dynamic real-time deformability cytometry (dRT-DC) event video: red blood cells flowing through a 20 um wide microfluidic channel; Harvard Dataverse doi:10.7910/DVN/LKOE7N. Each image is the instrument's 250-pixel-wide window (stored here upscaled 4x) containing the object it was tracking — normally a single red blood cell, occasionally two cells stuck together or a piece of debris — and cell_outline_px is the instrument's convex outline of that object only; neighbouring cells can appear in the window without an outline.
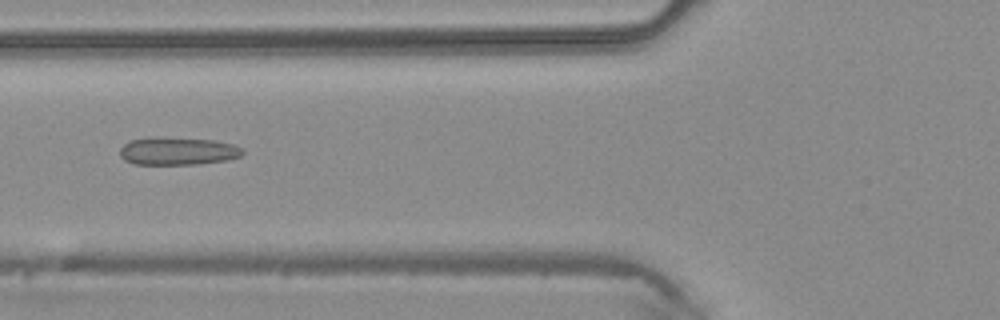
{"species": "common noctule bat (a hibernating species)", "species_latin": "Nyctalus noctula", "temperature_condition": "warm", "stored_images_in_passage": 6, "camera_frame_rate_fps": 3000, "um_per_image_px": 0.085, "animal": {"sex": "male", "body_mass_g": 20.4}, "frame": {"image": 1, "passage_image": 6, "time_ms": 1.667, "image_size_px": [1000, 320], "cell_outline_px": [[244, 152], [240, 156], [228, 160], [196, 164], [132, 164], [124, 160], [120, 156], [120, 148], [128, 140], [216, 140], [232, 144], [244, 148]], "centroid_in_image_um": [15.15, 12.9], "position_along_channel_um": 110.6, "area_um2": 18.96}}